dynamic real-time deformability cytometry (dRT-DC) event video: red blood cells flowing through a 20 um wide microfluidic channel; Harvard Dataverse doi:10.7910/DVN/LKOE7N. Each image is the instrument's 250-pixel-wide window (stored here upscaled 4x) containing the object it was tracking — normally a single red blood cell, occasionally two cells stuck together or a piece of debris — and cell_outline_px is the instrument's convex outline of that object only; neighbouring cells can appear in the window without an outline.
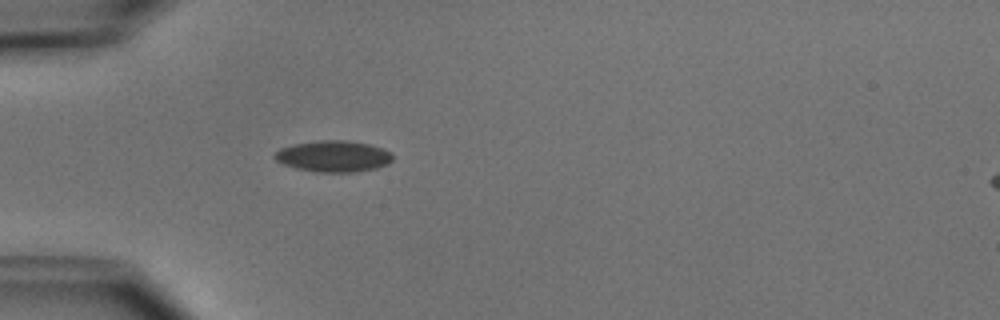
{"species": "common noctule bat (a hibernating species)", "species_latin": "Nyctalus noctula", "temperature_condition": "cold", "stored_images_in_passage": 2, "camera_frame_rate_fps": 3000, "um_per_image_px": 0.085, "animal": {"sex": "male", "body_mass_g": 15.6}, "frame": {"image": 1, "passage_image": 1, "time_ms": 0.0, "image_size_px": [1000, 320], "cell_outline_px": [[392, 160], [388, 164], [376, 168], [352, 172], [316, 172], [296, 168], [284, 164], [276, 160], [272, 156], [280, 148], [292, 144], [320, 140], [344, 140], [368, 144], [384, 148], [392, 152]], "centroid_in_image_um": [28.34, 13.28], "position_along_channel_um": 56.7, "area_um2": 21.56}}